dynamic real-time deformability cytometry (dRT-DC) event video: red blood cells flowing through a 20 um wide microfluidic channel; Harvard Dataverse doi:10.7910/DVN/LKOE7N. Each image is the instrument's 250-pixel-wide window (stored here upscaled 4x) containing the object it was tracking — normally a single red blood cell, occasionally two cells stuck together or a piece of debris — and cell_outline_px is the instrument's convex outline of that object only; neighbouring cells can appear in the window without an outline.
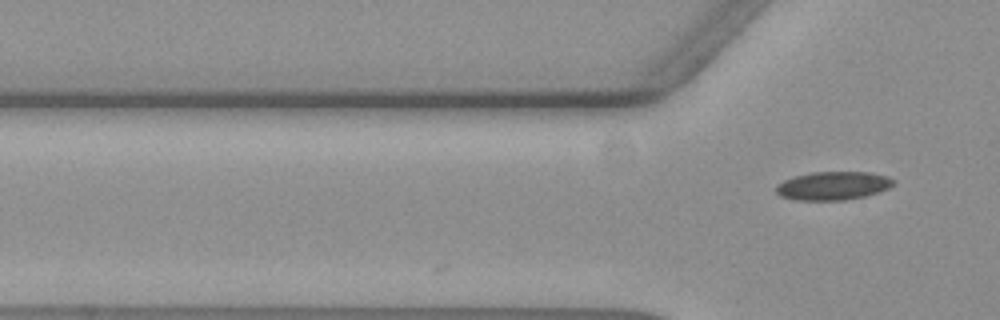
{"species": "common noctule bat (a hibernating species)", "species_latin": "Nyctalus noctula", "temperature_condition": "warm", "stored_images_in_passage": 2, "camera_frame_rate_fps": 3000, "um_per_image_px": 0.085, "animal": {"sex": "female", "body_mass_g": 19.3, "forearm_length_mm": 54.1}, "frame": {"image": 1, "passage_image": 2, "time_ms": 0.333, "image_size_px": [1000, 320], "cell_outline_px": [[896, 184], [880, 192], [864, 196], [844, 200], [792, 200], [780, 196], [776, 192], [776, 184], [792, 176], [812, 172], [872, 172], [888, 176], [896, 180]], "centroid_in_image_um": [70.82, 15.78], "position_along_channel_um": 55.0, "area_um2": 19.77}}